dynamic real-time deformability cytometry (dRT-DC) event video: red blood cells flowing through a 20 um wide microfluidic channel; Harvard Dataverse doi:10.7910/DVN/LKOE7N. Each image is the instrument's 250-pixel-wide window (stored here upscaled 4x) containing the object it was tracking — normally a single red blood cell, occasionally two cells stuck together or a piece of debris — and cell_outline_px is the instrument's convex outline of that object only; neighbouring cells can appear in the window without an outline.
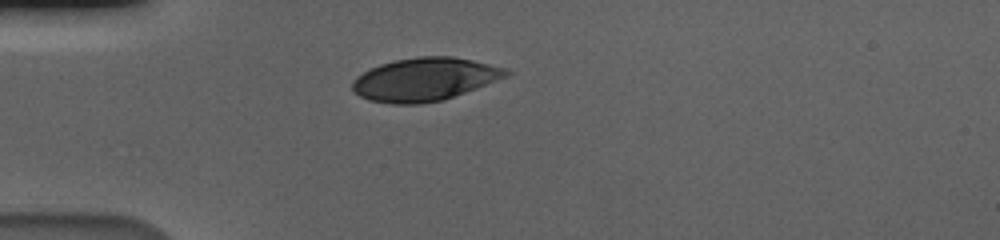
{"species": "human", "species_latin": "Homo sapiens", "temperature_condition": "cold", "stored_images_in_passage": 42, "camera_frame_rate_fps": 3000, "um_per_image_px": 0.085, "donor": {"sex": "male"}, "frame": {"image": 1, "passage_image": 1, "time_ms": 0.0, "image_size_px": [1000, 240], "cell_outline_px": [[512, 72], [508, 76], [444, 100], [420, 104], [392, 104], [368, 100], [352, 92], [352, 80], [356, 76], [368, 68], [380, 64], [396, 60], [420, 56], [452, 56], [472, 60], [508, 68]], "centroid_in_image_um": [36.07, 6.74], "position_along_channel_um": 48.9, "area_um2": 38.9}}
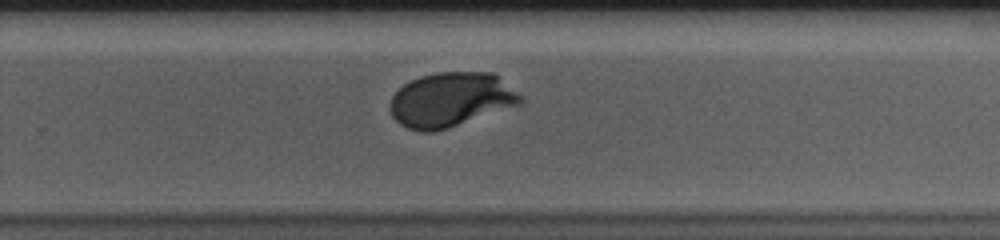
{"frame": {"image": 2, "passage_image": 23, "time_ms": 7.333, "image_size_px": [1000, 240], "cell_outline_px": [[524, 100], [520, 104], [448, 128], [432, 132], [420, 132], [408, 128], [400, 124], [392, 116], [388, 108], [388, 104], [392, 96], [404, 84], [420, 76], [440, 72], [492, 72], [524, 96]], "centroid_in_image_um": [38.31, 8.48], "position_along_channel_um": 291.5, "area_um2": 41.38}}
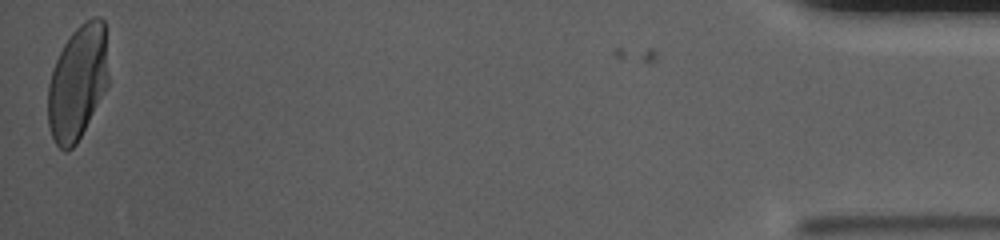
{"frame": {"image": 3, "passage_image": 42, "time_ms": 13.667, "image_size_px": [1000, 240], "cell_outline_px": [[108, 84], [76, 144], [68, 152], [64, 152], [56, 144], [52, 136], [48, 124], [48, 84], [56, 60], [64, 44], [72, 32], [80, 24], [92, 16], [100, 16], [104, 20], [108, 76]], "centroid_in_image_um": [6.59, 7.0], "position_along_channel_um": 428.6, "area_um2": 40.11}, "authors_computed_cell_mechanics": {"area_um2": 40.4311, "velocity_mm_per_s": 3.5621, "shape_relaxation_time_tau1_ms": 3.0294, "shape_relaxation_time_tau2_ms": null, "deformation_change_tau1": 0.1634, "deformation_change_tau2": null}}